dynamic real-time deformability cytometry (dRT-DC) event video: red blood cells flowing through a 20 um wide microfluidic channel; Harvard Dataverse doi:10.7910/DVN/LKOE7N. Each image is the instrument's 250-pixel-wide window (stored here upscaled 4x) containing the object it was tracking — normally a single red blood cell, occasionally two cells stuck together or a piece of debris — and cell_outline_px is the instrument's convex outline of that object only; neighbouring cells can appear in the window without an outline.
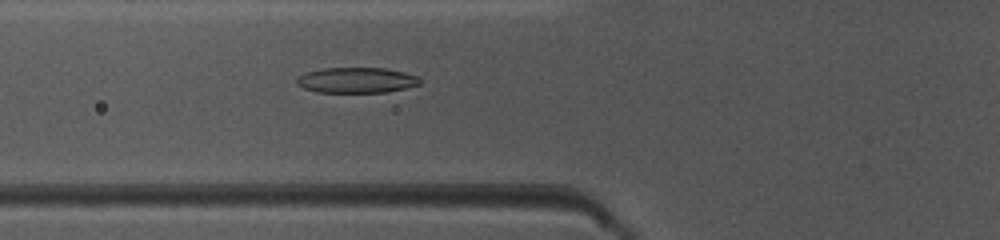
{"species": "common noctule bat (a hibernating species)", "species_latin": "Nyctalus noctula", "temperature_condition": "warm", "stored_images_in_passage": 15, "camera_frame_rate_fps": 3000, "um_per_image_px": 0.085, "animal": {"sex": "female", "body_mass_g": 10.0, "forearm_length_mm": 53.1}, "frame": {"image": 1, "passage_image": 8, "time_ms": 2.333, "image_size_px": [1000, 240], "cell_outline_px": [[420, 84], [408, 88], [388, 92], [316, 92], [304, 88], [296, 84], [296, 80], [300, 76], [308, 72], [324, 68], [384, 68], [404, 72], [416, 76], [420, 80]], "centroid_in_image_um": [30.32, 6.82], "position_along_channel_um": 95.5, "area_um2": 18.21}}
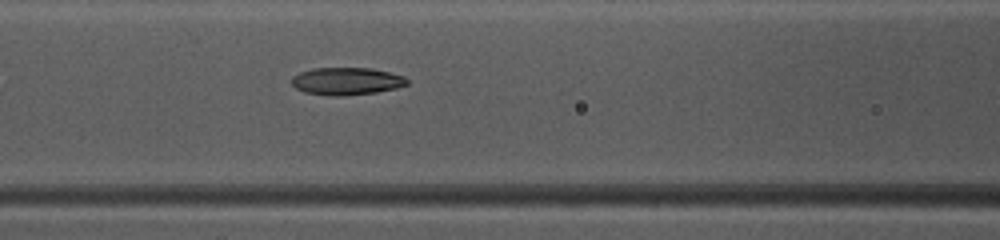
{"frame": {"image": 2, "passage_image": 11, "time_ms": 3.333, "image_size_px": [1000, 240], "cell_outline_px": [[408, 84], [396, 88], [376, 92], [340, 96], [328, 96], [304, 92], [296, 88], [292, 84], [292, 76], [300, 72], [312, 68], [372, 68], [404, 76], [408, 80]], "centroid_in_image_um": [29.44, 6.9], "position_along_channel_um": 137.2, "area_um2": 18.5}}
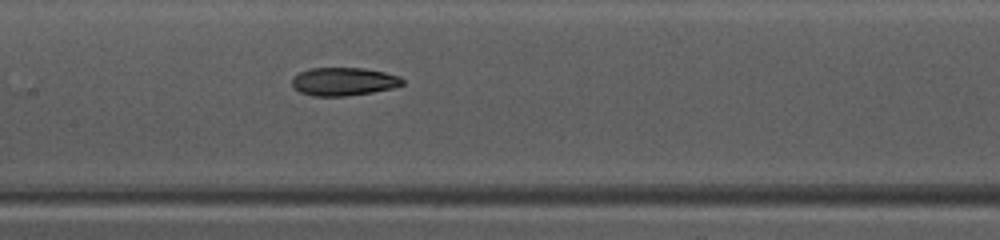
{"frame": {"image": 3, "passage_image": 14, "time_ms": 4.333, "image_size_px": [1000, 240], "cell_outline_px": [[404, 84], [392, 88], [372, 92], [344, 96], [312, 96], [300, 92], [292, 88], [292, 76], [300, 72], [312, 68], [364, 68], [384, 72], [400, 76], [404, 80]], "centroid_in_image_um": [29.19, 6.93], "position_along_channel_um": 178.2, "area_um2": 18.21}}